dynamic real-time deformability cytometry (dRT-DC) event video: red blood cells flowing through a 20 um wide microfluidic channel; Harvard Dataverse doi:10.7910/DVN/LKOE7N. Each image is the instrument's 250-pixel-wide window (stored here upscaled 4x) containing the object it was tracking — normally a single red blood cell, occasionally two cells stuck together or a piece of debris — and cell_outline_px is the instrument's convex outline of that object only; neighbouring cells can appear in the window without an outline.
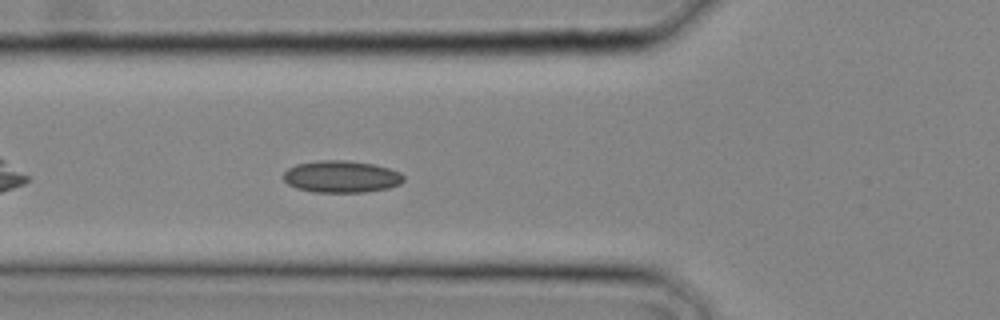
{"species": "common noctule bat (a hibernating species)", "species_latin": "Nyctalus noctula", "temperature_condition": "cold", "stored_images_in_passage": 14, "camera_frame_rate_fps": 3000, "um_per_image_px": 0.085, "animal": {"sex": "male", "body_mass_g": 20.4}, "frame": {"image": 1, "passage_image": 12, "time_ms": 3.667, "image_size_px": [1000, 320], "cell_outline_px": [[404, 180], [400, 184], [388, 188], [364, 192], [312, 192], [296, 188], [288, 184], [284, 180], [284, 172], [288, 168], [296, 164], [316, 160], [348, 160], [372, 164], [388, 168], [400, 172], [404, 176]], "centroid_in_image_um": [29.0, 15.01], "position_along_channel_um": 96.8, "area_um2": 22.48}}
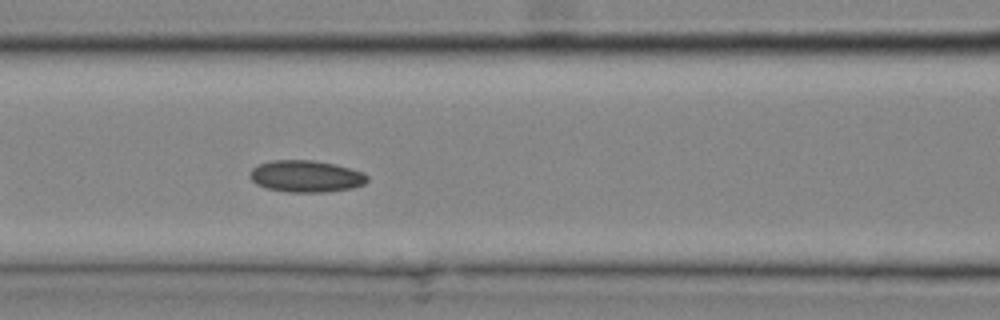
{"frame": {"image": 2, "passage_image": 14, "time_ms": 4.333, "image_size_px": [1000, 320], "cell_outline_px": [[368, 180], [364, 184], [352, 188], [328, 192], [288, 192], [268, 188], [256, 184], [248, 176], [252, 168], [256, 164], [272, 160], [312, 160], [336, 164], [352, 168], [364, 172], [368, 176]], "centroid_in_image_um": [26.02, 14.97], "position_along_channel_um": 140.6, "area_um2": 22.02}}